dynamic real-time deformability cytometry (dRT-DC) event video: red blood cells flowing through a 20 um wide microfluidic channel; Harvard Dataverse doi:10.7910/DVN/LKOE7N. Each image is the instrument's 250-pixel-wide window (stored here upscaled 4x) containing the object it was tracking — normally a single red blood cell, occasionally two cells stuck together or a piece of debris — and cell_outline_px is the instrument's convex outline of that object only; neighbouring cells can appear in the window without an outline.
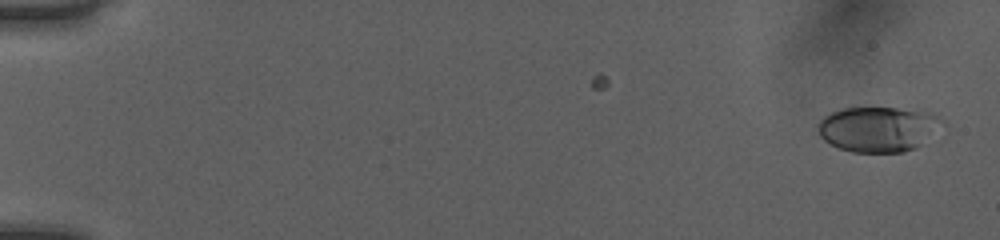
{"species": "human", "species_latin": "Homo sapiens", "temperature_condition": "room temperature", "stored_images_in_passage": 51, "camera_frame_rate_fps": 3000, "um_per_image_px": 0.085, "donor": {"sex": "female"}, "frame": {"image": 1, "passage_image": 2, "time_ms": 0.333, "image_size_px": [1000, 240], "cell_outline_px": [[948, 132], [916, 148], [904, 152], [852, 152], [840, 148], [824, 140], [820, 136], [816, 128], [816, 124], [824, 116], [832, 112], [844, 108], [920, 108], [940, 112], [948, 124]], "centroid_in_image_um": [74.92, 10.95], "position_along_channel_um": 10.1, "area_um2": 34.85}}
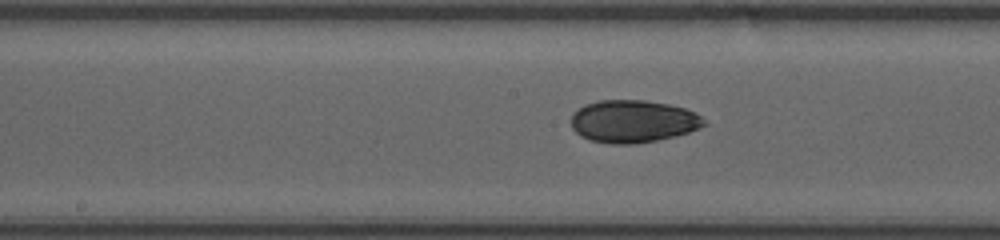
{"frame": {"image": 2, "passage_image": 28, "time_ms": 9.0, "image_size_px": [1000, 240], "cell_outline_px": [[708, 124], [700, 128], [676, 136], [636, 144], [608, 144], [588, 140], [580, 136], [572, 128], [572, 112], [584, 104], [600, 100], [644, 100], [668, 104], [684, 108], [696, 112]], "centroid_in_image_um": [53.79, 10.32], "position_along_channel_um": 194.4, "area_um2": 33.23}}
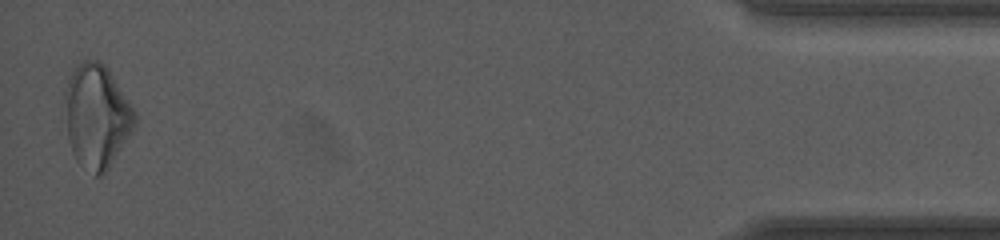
{"frame": {"image": 3, "passage_image": 51, "time_ms": 16.667, "image_size_px": [1000, 240], "cell_outline_px": [[136, 124], [132, 132], [108, 168], [100, 176], [96, 176], [80, 164], [76, 160], [72, 152], [60, 112], [64, 92], [68, 80], [72, 72], [84, 60], [96, 60], [104, 64], [136, 112]], "centroid_in_image_um": [8.16, 9.89], "position_along_channel_um": 427.0, "area_um2": 42.54}, "authors_computed_cell_mechanics": {"area_um2": 33.1772, "velocity_mm_per_s": 4.0664, "shape_relaxation_time_tau1_ms": 4.8012, "shape_relaxation_time_tau2_ms": 8.9222, "deformation_change_tau1": 0.1153, "deformation_change_tau2": 0.1415}}